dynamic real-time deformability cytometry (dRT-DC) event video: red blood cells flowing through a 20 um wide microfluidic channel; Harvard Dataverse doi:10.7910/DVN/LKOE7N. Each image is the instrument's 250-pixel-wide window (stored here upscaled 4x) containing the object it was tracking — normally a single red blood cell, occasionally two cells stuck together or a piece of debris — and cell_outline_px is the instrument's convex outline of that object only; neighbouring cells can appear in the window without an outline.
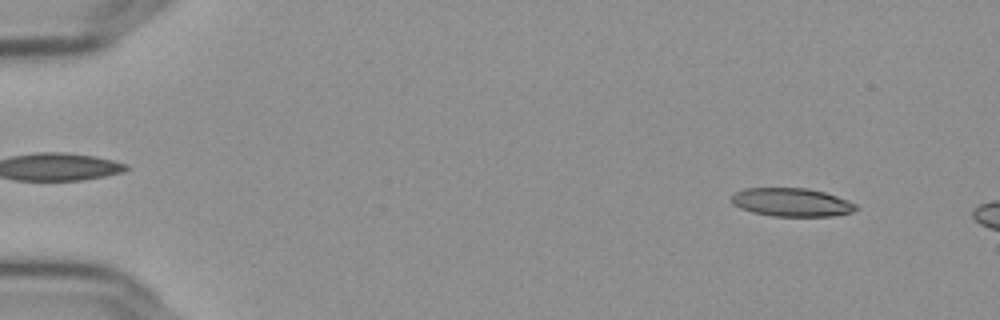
{"species": "Egyptian fruit bat (a non-hibernating species)", "species_latin": "Rousettus aegyptiacus", "temperature_condition": "cold", "stored_images_in_passage": 15, "camera_frame_rate_fps": 3000, "um_per_image_px": 0.085, "frame": {"image": 1, "passage_image": 5, "time_ms": 1.333, "image_size_px": [1000, 320], "cell_outline_px": [[856, 208], [852, 212], [832, 216], [772, 216], [752, 212], [740, 208], [732, 204], [732, 196], [736, 192], [744, 188], [808, 188], [824, 192], [836, 196], [856, 204]], "centroid_in_image_um": [67.26, 17.19], "position_along_channel_um": 17.7, "area_um2": 20.46}}